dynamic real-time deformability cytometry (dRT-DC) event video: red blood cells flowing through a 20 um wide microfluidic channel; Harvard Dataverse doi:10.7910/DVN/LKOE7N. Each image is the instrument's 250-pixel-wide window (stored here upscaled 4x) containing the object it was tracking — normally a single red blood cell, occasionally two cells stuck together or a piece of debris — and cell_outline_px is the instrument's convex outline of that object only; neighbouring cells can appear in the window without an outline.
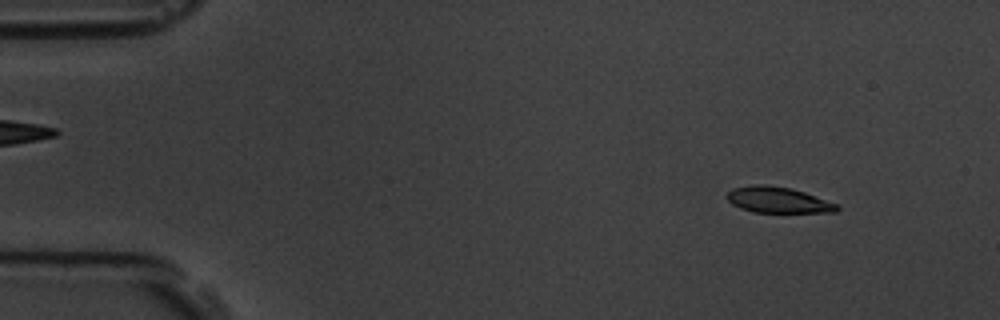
{"species": "common noctule bat (a hibernating species)", "species_latin": "Nyctalus noctula", "temperature_condition": "room temperature", "stored_images_in_passage": 56, "camera_frame_rate_fps": 3000, "um_per_image_px": 0.085, "animal": {"sex": "male", "body_mass_g": 19.5, "forearm_length_mm": 54.6}, "frame": {"image": 1, "passage_image": 6, "time_ms": 1.667, "image_size_px": [1000, 320], "cell_outline_px": [[840, 208], [836, 212], [752, 212], [740, 208], [732, 204], [724, 196], [732, 188], [756, 184], [764, 184], [792, 188], [840, 204]], "centroid_in_image_um": [66.13, 16.99], "position_along_channel_um": 18.9, "area_um2": 16.82}}
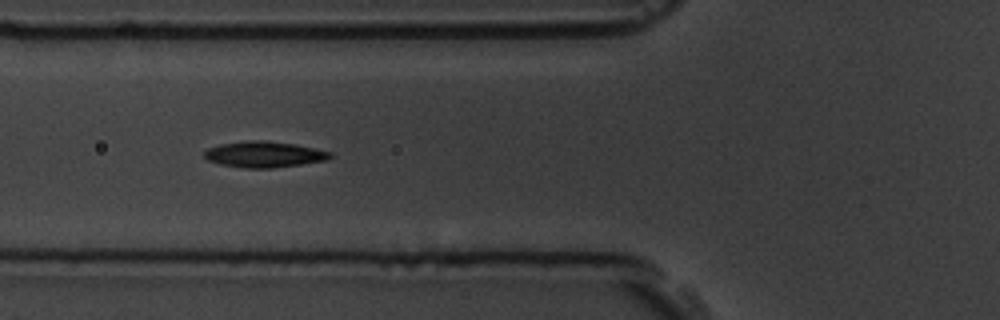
{"frame": {"image": 2, "passage_image": 21, "time_ms": 6.667, "image_size_px": [1000, 320], "cell_outline_px": [[332, 156], [328, 160], [272, 168], [244, 168], [220, 164], [208, 160], [204, 156], [204, 152], [208, 148], [220, 144], [252, 140], [264, 140], [296, 144], [316, 148], [332, 152]], "centroid_in_image_um": [22.48, 13.12], "position_along_channel_um": 103.3, "area_um2": 19.07}}
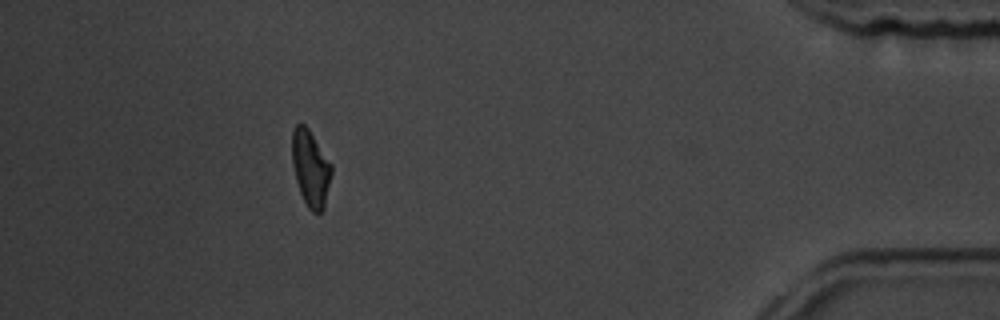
{"frame": {"image": 3, "passage_image": 51, "time_ms": 16.667, "image_size_px": [1000, 320], "cell_outline_px": [[332, 172], [324, 208], [320, 212], [312, 212], [308, 208], [300, 192], [296, 180], [292, 164], [292, 128], [296, 124], [304, 124], [308, 128], [332, 164]], "centroid_in_image_um": [26.39, 14.29], "position_along_channel_um": 408.8, "area_um2": 17.51}, "authors_computed_cell_mechanics": {"area_um2": 18.0914, "velocity_mm_per_s": 3.6042, "shape_relaxation_time_tau1_ms": 2.9373, "shape_relaxation_time_tau2_ms": 2.7779, "deformation_change_tau1": 0.1445, "deformation_change_tau2": 0.0805}}